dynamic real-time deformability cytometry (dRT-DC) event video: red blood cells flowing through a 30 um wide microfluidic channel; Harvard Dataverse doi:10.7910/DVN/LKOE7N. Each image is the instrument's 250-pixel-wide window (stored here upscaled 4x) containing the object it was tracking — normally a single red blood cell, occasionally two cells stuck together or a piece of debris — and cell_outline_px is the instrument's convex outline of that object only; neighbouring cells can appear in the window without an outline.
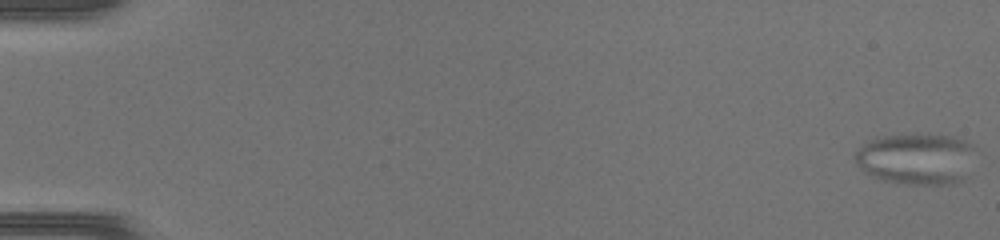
{"species": "common noctule bat (a hibernating species)", "species_latin": "Nyctalus noctula", "temperature_condition": "warm", "stored_images_in_passage": 50, "camera_frame_rate_fps": 3000, "um_per_image_px": 0.085, "animal": {"sex": "female", "body_mass_g": 17.0, "forearm_length_mm": 48.0}, "frame": {"image": 1, "passage_image": 1, "time_ms": 0.0, "image_size_px": [1000, 240], "cell_outline_px": [[976, 148], [968, 176], [964, 180], [956, 184], [908, 184], [880, 180], [864, 172], [856, 164], [856, 152], [868, 140], [876, 136], [952, 136], [964, 140], [972, 144]], "centroid_in_image_um": [77.93, 13.53], "position_along_channel_um": 7.1, "area_um2": 36.01}}
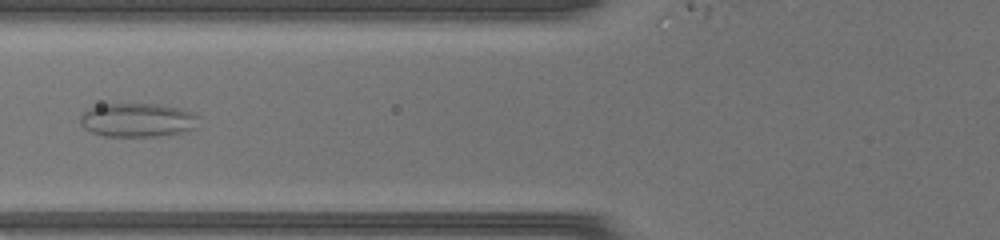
{"frame": {"image": 2, "passage_image": 21, "time_ms": 6.667, "image_size_px": [1000, 240], "cell_outline_px": [[200, 116], [196, 128], [180, 132], [160, 136], [104, 136], [92, 132], [84, 128], [80, 124], [80, 112], [88, 108], [100, 104], [160, 104], [184, 108], [196, 112]], "centroid_in_image_um": [11.71, 10.18], "position_along_channel_um": 114.1, "area_um2": 23.87}}
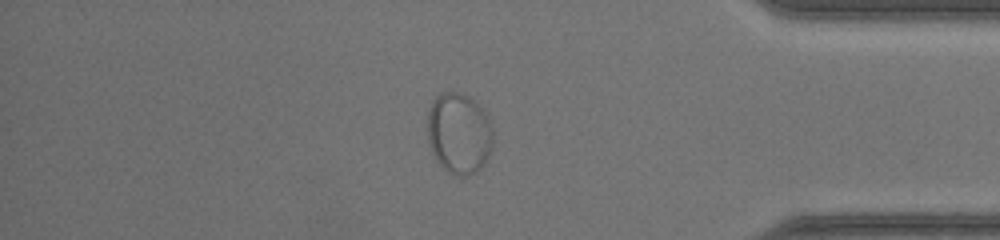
{"frame": {"image": 3, "passage_image": 42, "time_ms": 13.667, "image_size_px": [1000, 240], "cell_outline_px": [[492, 148], [484, 164], [476, 172], [468, 176], [460, 176], [448, 172], [436, 160], [432, 152], [428, 140], [428, 112], [432, 100], [440, 92], [460, 92], [472, 96], [484, 108], [488, 116], [492, 128]], "centroid_in_image_um": [39.03, 11.29], "position_along_channel_um": 396.2, "area_um2": 31.5}}